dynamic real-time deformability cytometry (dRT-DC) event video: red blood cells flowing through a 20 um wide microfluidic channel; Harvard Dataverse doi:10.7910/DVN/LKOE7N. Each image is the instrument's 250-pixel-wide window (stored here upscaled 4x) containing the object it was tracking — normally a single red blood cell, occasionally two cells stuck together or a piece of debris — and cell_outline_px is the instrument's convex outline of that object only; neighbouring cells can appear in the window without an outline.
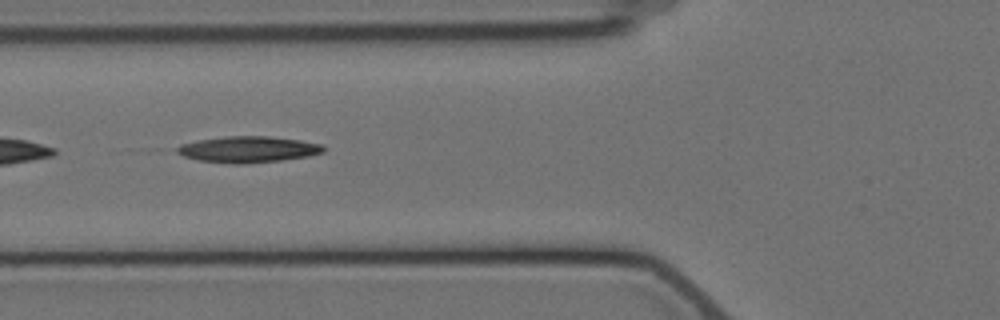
{"species": "Egyptian fruit bat (a non-hibernating species)", "species_latin": "Rousettus aegyptiacus", "temperature_condition": "cold", "stored_images_in_passage": 41, "camera_frame_rate_fps": 3000, "um_per_image_px": 0.085, "animal": {"sex": "female"}, "frame": {"image": 1, "passage_image": 5, "time_ms": 1.333, "image_size_px": [1000, 320], "cell_outline_px": [[328, 148], [324, 152], [308, 156], [280, 160], [240, 164], [232, 164], [200, 160], [184, 156], [176, 152], [176, 148], [180, 144], [200, 140], [228, 136], [268, 136], [300, 140], [324, 144]], "centroid_in_image_um": [21.15, 12.69], "position_along_channel_um": 104.7, "area_um2": 22.31}}
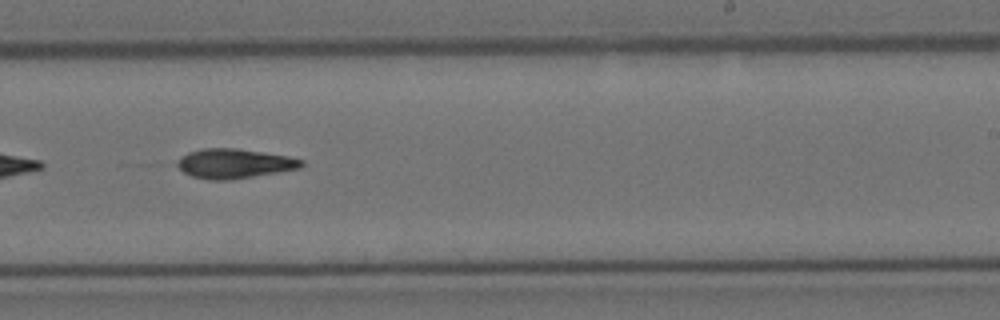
{"frame": {"image": 2, "passage_image": 19, "time_ms": 6.0, "image_size_px": [1000, 320], "cell_outline_px": [[304, 164], [300, 168], [228, 180], [208, 180], [192, 176], [184, 172], [176, 164], [176, 160], [180, 156], [188, 152], [200, 148], [236, 148], [288, 156], [304, 160]], "centroid_in_image_um": [19.87, 13.89], "position_along_channel_um": 269.1, "area_um2": 21.33}}
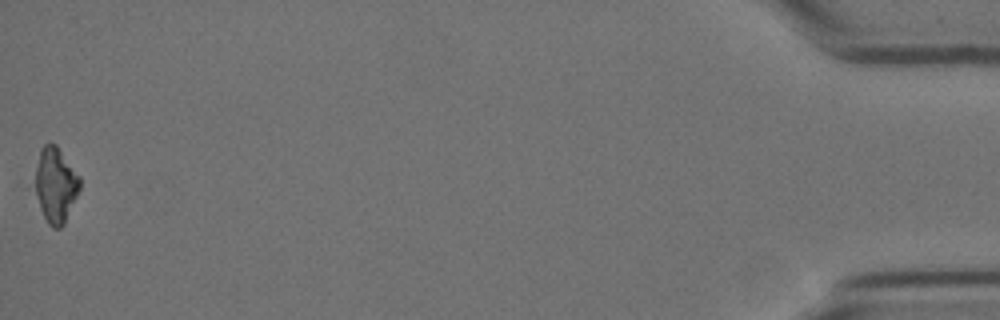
{"frame": {"image": 3, "passage_image": 41, "time_ms": 13.333, "image_size_px": [1000, 320], "cell_outline_px": [[80, 188], [64, 224], [60, 228], [52, 228], [48, 224], [40, 208], [36, 192], [36, 168], [40, 148], [44, 144], [56, 144], [80, 176]], "centroid_in_image_um": [4.74, 15.72], "position_along_channel_um": 430.5, "area_um2": 19.31}, "authors_computed_cell_mechanics": {"area_um2": 20.7502, "velocity_mm_per_s": 3.5288, "shape_relaxation_time_tau1_ms": 4.8499, "shape_relaxation_time_tau2_ms": null, "deformation_change_tau1": 0.1763, "deformation_change_tau2": null}}